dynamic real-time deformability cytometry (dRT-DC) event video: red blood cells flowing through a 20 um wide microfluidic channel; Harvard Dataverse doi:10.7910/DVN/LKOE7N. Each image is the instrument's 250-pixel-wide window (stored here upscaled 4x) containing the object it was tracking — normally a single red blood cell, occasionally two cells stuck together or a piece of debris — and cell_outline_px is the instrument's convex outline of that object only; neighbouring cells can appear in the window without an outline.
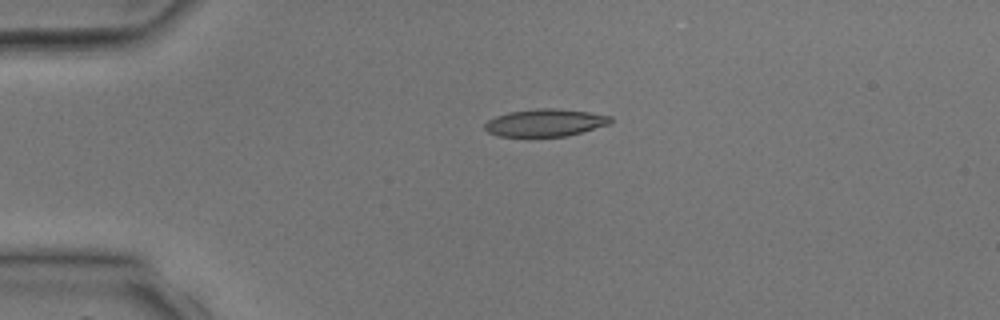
{"species": "common noctule bat (a hibernating species)", "species_latin": "Nyctalus noctula", "temperature_condition": "room temperature", "stored_images_in_passage": 4, "camera_frame_rate_fps": 3000, "um_per_image_px": 0.085, "animal": {"sex": "male", "body_mass_g": 17.9, "forearm_length_mm": 54.2}, "frame": {"image": 1, "passage_image": 3, "time_ms": 3.0, "image_size_px": [1000, 320], "cell_outline_px": [[612, 120], [608, 124], [568, 136], [496, 136], [488, 132], [484, 128], [484, 124], [488, 120], [496, 116], [508, 112], [536, 108], [556, 108], [588, 112], [612, 116]], "centroid_in_image_um": [46.31, 10.42], "position_along_channel_um": 38.7, "area_um2": 20.06}}
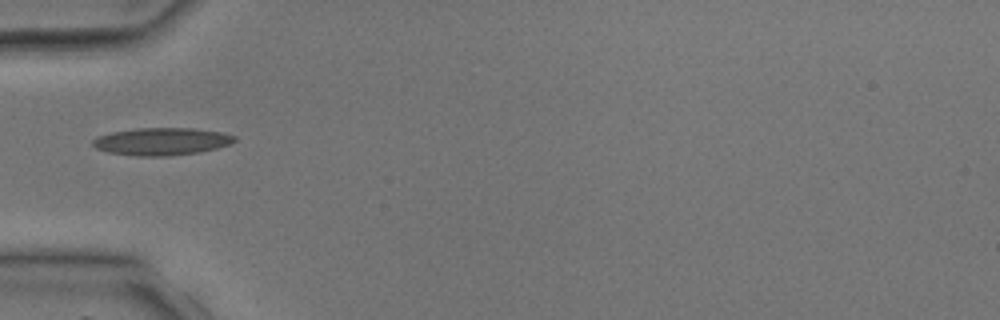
{"frame": {"image": 2, "passage_image": 4, "time_ms": 4.333, "image_size_px": [1000, 320], "cell_outline_px": [[236, 140], [228, 144], [216, 148], [200, 152], [168, 156], [136, 156], [108, 152], [96, 148], [92, 144], [92, 140], [96, 136], [112, 132], [136, 128], [192, 128], [220, 132], [236, 136]], "centroid_in_image_um": [13.7, 12.02], "position_along_channel_um": 71.3, "area_um2": 22.66}}